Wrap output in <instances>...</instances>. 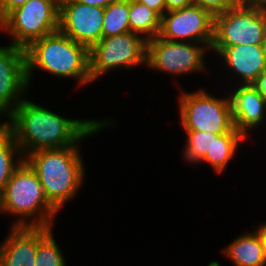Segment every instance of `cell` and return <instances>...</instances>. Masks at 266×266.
I'll use <instances>...</instances> for the list:
<instances>
[{
    "mask_svg": "<svg viewBox=\"0 0 266 266\" xmlns=\"http://www.w3.org/2000/svg\"><path fill=\"white\" fill-rule=\"evenodd\" d=\"M103 118H67L26 97L2 123L12 132L25 157L41 149L80 146L82 140L113 126L111 117Z\"/></svg>",
    "mask_w": 266,
    "mask_h": 266,
    "instance_id": "6da1fadb",
    "label": "cell"
},
{
    "mask_svg": "<svg viewBox=\"0 0 266 266\" xmlns=\"http://www.w3.org/2000/svg\"><path fill=\"white\" fill-rule=\"evenodd\" d=\"M80 149H41L24 157L36 172L46 199L58 212L77 197L84 184L86 167Z\"/></svg>",
    "mask_w": 266,
    "mask_h": 266,
    "instance_id": "7a4b0ae2",
    "label": "cell"
},
{
    "mask_svg": "<svg viewBox=\"0 0 266 266\" xmlns=\"http://www.w3.org/2000/svg\"><path fill=\"white\" fill-rule=\"evenodd\" d=\"M25 55L29 87L38 70L61 80L77 79L76 87L92 83L89 75V49L59 30L32 42L25 49Z\"/></svg>",
    "mask_w": 266,
    "mask_h": 266,
    "instance_id": "3957f363",
    "label": "cell"
},
{
    "mask_svg": "<svg viewBox=\"0 0 266 266\" xmlns=\"http://www.w3.org/2000/svg\"><path fill=\"white\" fill-rule=\"evenodd\" d=\"M0 215L18 217L12 226L53 227L58 211L46 199L36 172L23 160L0 195Z\"/></svg>",
    "mask_w": 266,
    "mask_h": 266,
    "instance_id": "277c9868",
    "label": "cell"
},
{
    "mask_svg": "<svg viewBox=\"0 0 266 266\" xmlns=\"http://www.w3.org/2000/svg\"><path fill=\"white\" fill-rule=\"evenodd\" d=\"M266 45V8L258 0L237 1L214 16L211 47Z\"/></svg>",
    "mask_w": 266,
    "mask_h": 266,
    "instance_id": "5b68a950",
    "label": "cell"
},
{
    "mask_svg": "<svg viewBox=\"0 0 266 266\" xmlns=\"http://www.w3.org/2000/svg\"><path fill=\"white\" fill-rule=\"evenodd\" d=\"M180 92L177 105L183 131H208L219 135L239 132L234 127L228 92L226 97L213 95L204 88Z\"/></svg>",
    "mask_w": 266,
    "mask_h": 266,
    "instance_id": "8992f818",
    "label": "cell"
},
{
    "mask_svg": "<svg viewBox=\"0 0 266 266\" xmlns=\"http://www.w3.org/2000/svg\"><path fill=\"white\" fill-rule=\"evenodd\" d=\"M147 63V40L133 32L102 37L89 49L92 83L109 72L139 68ZM139 66V67H138Z\"/></svg>",
    "mask_w": 266,
    "mask_h": 266,
    "instance_id": "52a82bcc",
    "label": "cell"
},
{
    "mask_svg": "<svg viewBox=\"0 0 266 266\" xmlns=\"http://www.w3.org/2000/svg\"><path fill=\"white\" fill-rule=\"evenodd\" d=\"M60 0H28L12 10L0 29L10 36L9 44L26 49L35 40L59 30Z\"/></svg>",
    "mask_w": 266,
    "mask_h": 266,
    "instance_id": "ba28073f",
    "label": "cell"
},
{
    "mask_svg": "<svg viewBox=\"0 0 266 266\" xmlns=\"http://www.w3.org/2000/svg\"><path fill=\"white\" fill-rule=\"evenodd\" d=\"M211 49L196 42H174L159 36L147 40V63L145 69L181 77L193 73H206L209 62L206 55ZM207 63V65H206Z\"/></svg>",
    "mask_w": 266,
    "mask_h": 266,
    "instance_id": "9c48e42d",
    "label": "cell"
},
{
    "mask_svg": "<svg viewBox=\"0 0 266 266\" xmlns=\"http://www.w3.org/2000/svg\"><path fill=\"white\" fill-rule=\"evenodd\" d=\"M158 36L174 42H196L210 49L214 39V16L199 6L191 5L161 16Z\"/></svg>",
    "mask_w": 266,
    "mask_h": 266,
    "instance_id": "30bf717a",
    "label": "cell"
},
{
    "mask_svg": "<svg viewBox=\"0 0 266 266\" xmlns=\"http://www.w3.org/2000/svg\"><path fill=\"white\" fill-rule=\"evenodd\" d=\"M27 91L29 85L25 49L9 43L0 46V118L3 117L1 122L28 95Z\"/></svg>",
    "mask_w": 266,
    "mask_h": 266,
    "instance_id": "8fae6325",
    "label": "cell"
},
{
    "mask_svg": "<svg viewBox=\"0 0 266 266\" xmlns=\"http://www.w3.org/2000/svg\"><path fill=\"white\" fill-rule=\"evenodd\" d=\"M104 8L75 0L59 1V31L90 49L102 38Z\"/></svg>",
    "mask_w": 266,
    "mask_h": 266,
    "instance_id": "7c38bea8",
    "label": "cell"
},
{
    "mask_svg": "<svg viewBox=\"0 0 266 266\" xmlns=\"http://www.w3.org/2000/svg\"><path fill=\"white\" fill-rule=\"evenodd\" d=\"M211 52L220 57L217 60L224 62L220 65L234 77V85L229 86L252 84L266 70V45L211 47Z\"/></svg>",
    "mask_w": 266,
    "mask_h": 266,
    "instance_id": "4fadbf2b",
    "label": "cell"
},
{
    "mask_svg": "<svg viewBox=\"0 0 266 266\" xmlns=\"http://www.w3.org/2000/svg\"><path fill=\"white\" fill-rule=\"evenodd\" d=\"M230 87L231 90L227 92L231 101L234 127L246 138H253L251 132L265 126L266 101L252 84Z\"/></svg>",
    "mask_w": 266,
    "mask_h": 266,
    "instance_id": "5bb4252c",
    "label": "cell"
},
{
    "mask_svg": "<svg viewBox=\"0 0 266 266\" xmlns=\"http://www.w3.org/2000/svg\"><path fill=\"white\" fill-rule=\"evenodd\" d=\"M0 243V266H35L38 227L11 226Z\"/></svg>",
    "mask_w": 266,
    "mask_h": 266,
    "instance_id": "9a60e30c",
    "label": "cell"
},
{
    "mask_svg": "<svg viewBox=\"0 0 266 266\" xmlns=\"http://www.w3.org/2000/svg\"><path fill=\"white\" fill-rule=\"evenodd\" d=\"M234 266H266L262 243L255 231L244 232L222 250Z\"/></svg>",
    "mask_w": 266,
    "mask_h": 266,
    "instance_id": "2e32d148",
    "label": "cell"
},
{
    "mask_svg": "<svg viewBox=\"0 0 266 266\" xmlns=\"http://www.w3.org/2000/svg\"><path fill=\"white\" fill-rule=\"evenodd\" d=\"M241 132H228L213 138L210 151L197 164H208L216 174H223L228 164L236 156L241 143L246 141Z\"/></svg>",
    "mask_w": 266,
    "mask_h": 266,
    "instance_id": "e0dca14e",
    "label": "cell"
},
{
    "mask_svg": "<svg viewBox=\"0 0 266 266\" xmlns=\"http://www.w3.org/2000/svg\"><path fill=\"white\" fill-rule=\"evenodd\" d=\"M24 157L12 132L0 122V195Z\"/></svg>",
    "mask_w": 266,
    "mask_h": 266,
    "instance_id": "ac0fdd59",
    "label": "cell"
},
{
    "mask_svg": "<svg viewBox=\"0 0 266 266\" xmlns=\"http://www.w3.org/2000/svg\"><path fill=\"white\" fill-rule=\"evenodd\" d=\"M161 17L145 4L129 0L130 32L143 36L146 40L158 36Z\"/></svg>",
    "mask_w": 266,
    "mask_h": 266,
    "instance_id": "d6986e66",
    "label": "cell"
},
{
    "mask_svg": "<svg viewBox=\"0 0 266 266\" xmlns=\"http://www.w3.org/2000/svg\"><path fill=\"white\" fill-rule=\"evenodd\" d=\"M35 266H67L63 251L55 237L53 227H38V247Z\"/></svg>",
    "mask_w": 266,
    "mask_h": 266,
    "instance_id": "ffe728a7",
    "label": "cell"
},
{
    "mask_svg": "<svg viewBox=\"0 0 266 266\" xmlns=\"http://www.w3.org/2000/svg\"><path fill=\"white\" fill-rule=\"evenodd\" d=\"M129 0H117L104 8L102 37L129 32Z\"/></svg>",
    "mask_w": 266,
    "mask_h": 266,
    "instance_id": "44dd1931",
    "label": "cell"
},
{
    "mask_svg": "<svg viewBox=\"0 0 266 266\" xmlns=\"http://www.w3.org/2000/svg\"><path fill=\"white\" fill-rule=\"evenodd\" d=\"M186 133V143L183 146L182 157L184 162L189 165H197V163L210 151L213 144V138L219 134L208 131H183Z\"/></svg>",
    "mask_w": 266,
    "mask_h": 266,
    "instance_id": "7402d4cb",
    "label": "cell"
},
{
    "mask_svg": "<svg viewBox=\"0 0 266 266\" xmlns=\"http://www.w3.org/2000/svg\"><path fill=\"white\" fill-rule=\"evenodd\" d=\"M237 0H192L193 5L209 11L213 16L230 9Z\"/></svg>",
    "mask_w": 266,
    "mask_h": 266,
    "instance_id": "603a6c76",
    "label": "cell"
},
{
    "mask_svg": "<svg viewBox=\"0 0 266 266\" xmlns=\"http://www.w3.org/2000/svg\"><path fill=\"white\" fill-rule=\"evenodd\" d=\"M28 0H0V22L15 8L24 5Z\"/></svg>",
    "mask_w": 266,
    "mask_h": 266,
    "instance_id": "cb8c5ba5",
    "label": "cell"
},
{
    "mask_svg": "<svg viewBox=\"0 0 266 266\" xmlns=\"http://www.w3.org/2000/svg\"><path fill=\"white\" fill-rule=\"evenodd\" d=\"M155 11L160 17L166 12L165 0H137Z\"/></svg>",
    "mask_w": 266,
    "mask_h": 266,
    "instance_id": "d4e9b609",
    "label": "cell"
},
{
    "mask_svg": "<svg viewBox=\"0 0 266 266\" xmlns=\"http://www.w3.org/2000/svg\"><path fill=\"white\" fill-rule=\"evenodd\" d=\"M252 86L260 93L266 101V70L262 71L252 83Z\"/></svg>",
    "mask_w": 266,
    "mask_h": 266,
    "instance_id": "484cf974",
    "label": "cell"
},
{
    "mask_svg": "<svg viewBox=\"0 0 266 266\" xmlns=\"http://www.w3.org/2000/svg\"><path fill=\"white\" fill-rule=\"evenodd\" d=\"M166 12L178 10L193 5L192 0H165Z\"/></svg>",
    "mask_w": 266,
    "mask_h": 266,
    "instance_id": "4316f807",
    "label": "cell"
},
{
    "mask_svg": "<svg viewBox=\"0 0 266 266\" xmlns=\"http://www.w3.org/2000/svg\"><path fill=\"white\" fill-rule=\"evenodd\" d=\"M255 231L259 234L262 243L263 254L266 260V222L263 221V223L259 225Z\"/></svg>",
    "mask_w": 266,
    "mask_h": 266,
    "instance_id": "83f0119b",
    "label": "cell"
},
{
    "mask_svg": "<svg viewBox=\"0 0 266 266\" xmlns=\"http://www.w3.org/2000/svg\"><path fill=\"white\" fill-rule=\"evenodd\" d=\"M75 1L87 4V5H91V6L105 8L109 6L112 2L117 1V0H75Z\"/></svg>",
    "mask_w": 266,
    "mask_h": 266,
    "instance_id": "f1b7e54d",
    "label": "cell"
},
{
    "mask_svg": "<svg viewBox=\"0 0 266 266\" xmlns=\"http://www.w3.org/2000/svg\"><path fill=\"white\" fill-rule=\"evenodd\" d=\"M264 8H266V0H258Z\"/></svg>",
    "mask_w": 266,
    "mask_h": 266,
    "instance_id": "f546056e",
    "label": "cell"
}]
</instances>
